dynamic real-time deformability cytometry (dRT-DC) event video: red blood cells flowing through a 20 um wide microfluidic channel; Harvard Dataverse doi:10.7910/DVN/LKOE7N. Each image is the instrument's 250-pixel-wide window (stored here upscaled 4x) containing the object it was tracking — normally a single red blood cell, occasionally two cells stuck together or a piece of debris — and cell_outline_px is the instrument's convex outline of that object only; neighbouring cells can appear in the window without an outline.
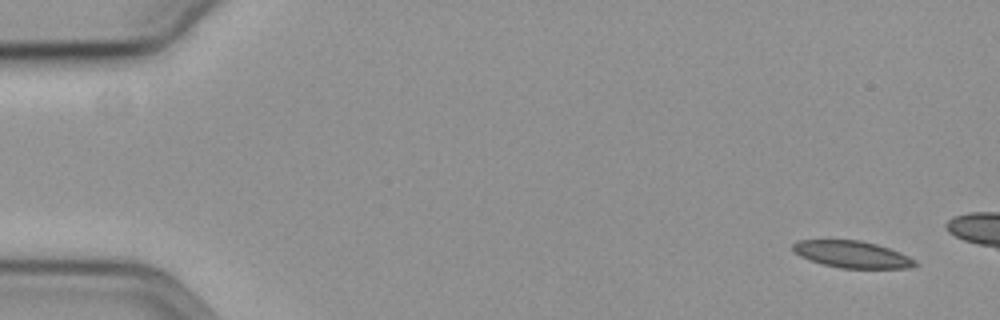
{"species": "common noctule bat (a hibernating species)", "species_latin": "Nyctalus noctula", "temperature_condition": "cold", "stored_images_in_passage": 7, "camera_frame_rate_fps": 3000, "um_per_image_px": 0.085, "animal": {"sex": "female", "body_mass_g": 19.3, "forearm_length_mm": 54.1}, "frame": {"image": 1, "passage_image": 3, "time_ms": 0.667, "image_size_px": [1000, 320], "cell_outline_px": [[920, 264], [908, 268], [840, 268], [824, 264], [800, 256], [792, 252], [792, 244], [796, 240], [860, 240], [876, 244], [900, 252], [916, 260]], "centroid_in_image_um": [72.42, 21.61], "position_along_channel_um": 12.6, "area_um2": 19.13}}